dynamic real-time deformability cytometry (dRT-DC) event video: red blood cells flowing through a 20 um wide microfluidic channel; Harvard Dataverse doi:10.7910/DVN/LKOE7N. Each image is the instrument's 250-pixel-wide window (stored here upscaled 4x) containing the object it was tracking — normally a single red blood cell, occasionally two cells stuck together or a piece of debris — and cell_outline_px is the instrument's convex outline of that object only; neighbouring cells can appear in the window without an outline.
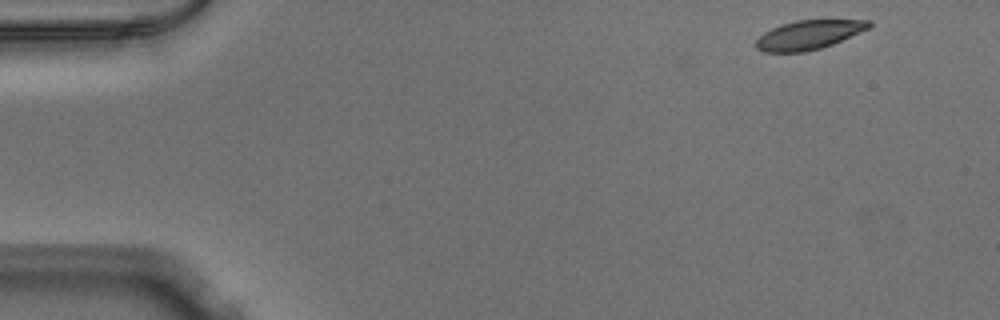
{"species": "Egyptian fruit bat (a non-hibernating species)", "species_latin": "Rousettus aegyptiacus", "temperature_condition": "warm", "stored_images_in_passage": 49, "camera_frame_rate_fps": 3000, "um_per_image_px": 0.085, "animal": {"sex": "male"}, "frame": {"image": 1, "passage_image": 1, "time_ms": 0.0, "image_size_px": [1000, 320], "cell_outline_px": [[872, 24], [868, 28], [832, 44], [820, 48], [804, 52], [764, 52], [756, 48], [756, 40], [764, 32], [780, 24], [796, 20], [872, 20]], "centroid_in_image_um": [68.71, 2.96], "position_along_channel_um": 16.3, "area_um2": 18.96}}
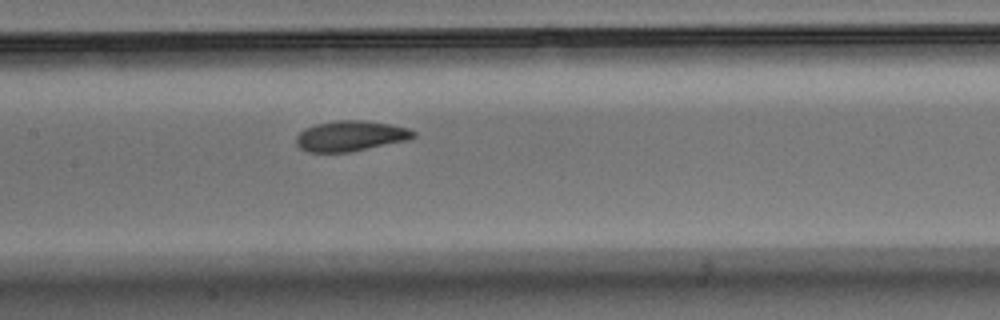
{"frame": {"image": 2, "passage_image": 22, "time_ms": 7.0, "image_size_px": [1000, 320], "cell_outline_px": [[416, 136], [408, 140], [352, 152], [308, 152], [300, 148], [296, 144], [296, 136], [304, 128], [316, 124], [336, 120], [364, 120], [392, 124], [408, 128], [416, 132]], "centroid_in_image_um": [29.81, 11.55], "position_along_channel_um": 177.6, "area_um2": 21.04}}
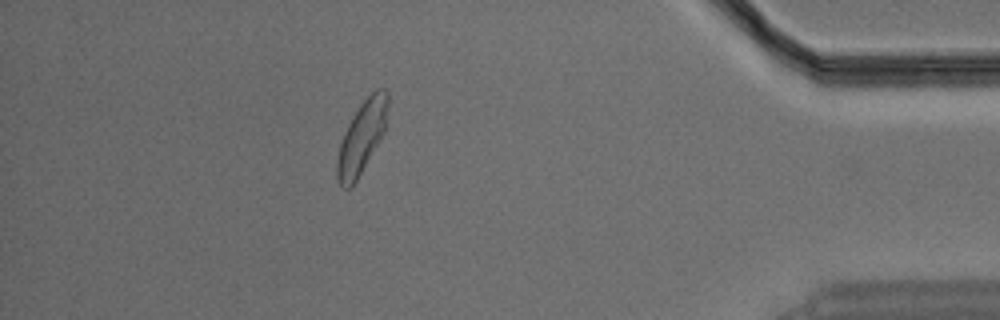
{"frame": {"image": 3, "passage_image": 43, "time_ms": 14.0, "image_size_px": [1000, 320], "cell_outline_px": [[388, 108], [384, 132], [356, 180], [348, 188], [344, 188], [340, 184], [336, 176], [336, 160], [340, 144], [344, 132], [352, 116], [360, 104], [376, 88], [384, 88], [388, 92]], "centroid_in_image_um": [30.75, 11.62], "position_along_channel_um": 404.5, "area_um2": 20.98}}